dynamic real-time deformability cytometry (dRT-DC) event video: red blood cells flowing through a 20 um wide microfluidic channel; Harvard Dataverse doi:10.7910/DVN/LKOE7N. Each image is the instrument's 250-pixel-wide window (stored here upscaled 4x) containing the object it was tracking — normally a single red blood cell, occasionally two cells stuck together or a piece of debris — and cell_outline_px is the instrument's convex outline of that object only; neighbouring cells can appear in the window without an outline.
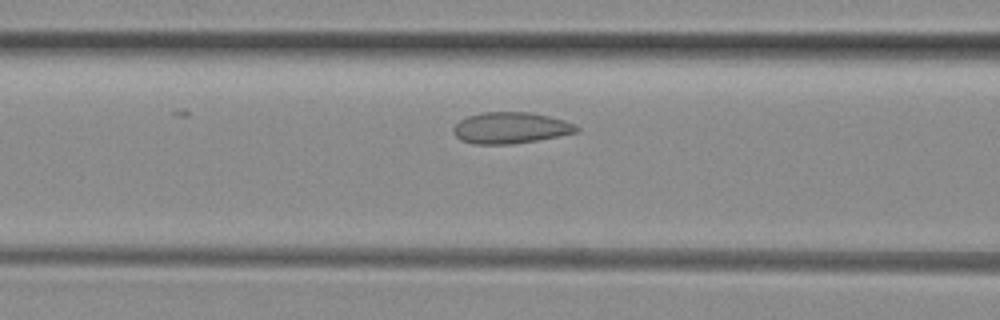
{"species": "common noctule bat (a hibernating species)", "species_latin": "Nyctalus noctula", "temperature_condition": "room temperature", "stored_images_in_passage": 14, "camera_frame_rate_fps": 3000, "um_per_image_px": 0.085, "animal": {"sex": "female", "body_mass_g": 29.2, "forearm_length_mm": 56.3}, "frame": {"image": 1, "passage_image": 12, "time_ms": 3.667, "image_size_px": [1000, 320], "cell_outline_px": [[580, 132], [560, 136], [512, 144], [476, 144], [460, 140], [452, 132], [452, 128], [460, 120], [468, 116], [480, 112], [532, 112], [564, 120], [576, 124], [580, 128]], "centroid_in_image_um": [43.42, 10.87], "position_along_channel_um": 123.2, "area_um2": 22.66}}